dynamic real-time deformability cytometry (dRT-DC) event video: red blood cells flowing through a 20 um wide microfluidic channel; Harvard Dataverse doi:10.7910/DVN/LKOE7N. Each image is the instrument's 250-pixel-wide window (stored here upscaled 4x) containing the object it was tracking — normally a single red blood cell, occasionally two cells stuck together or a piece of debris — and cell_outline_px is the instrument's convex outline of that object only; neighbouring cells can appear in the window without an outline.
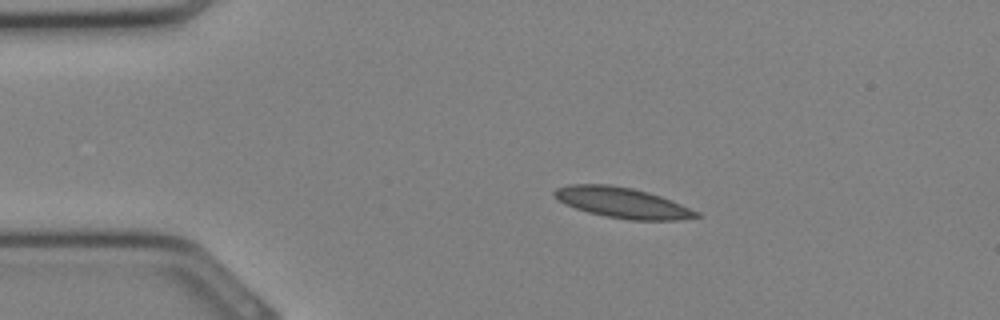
{"species": "Egyptian fruit bat (a non-hibernating species)", "species_latin": "Rousettus aegyptiacus", "temperature_condition": "cold", "stored_images_in_passage": 31, "camera_frame_rate_fps": 3000, "um_per_image_px": 0.085, "animal": {"sex": "female"}, "frame": {"image": 1, "passage_image": 5, "time_ms": 1.333, "image_size_px": [1000, 320], "cell_outline_px": [[700, 216], [676, 220], [628, 220], [604, 216], [588, 212], [564, 204], [556, 200], [552, 196], [552, 192], [556, 188], [568, 184], [608, 184], [632, 188], [648, 192], [672, 200], [700, 212]], "centroid_in_image_um": [52.85, 17.22], "position_along_channel_um": 32.1, "area_um2": 25.43}}
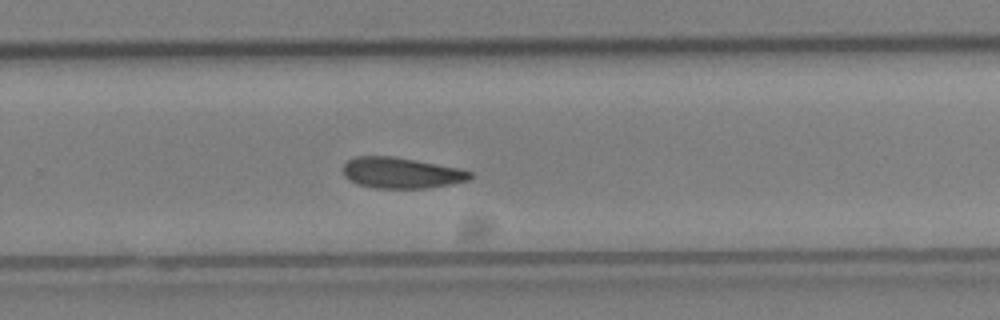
{"frame": {"image": 2, "passage_image": 20, "time_ms": 6.333, "image_size_px": [1000, 320], "cell_outline_px": [[472, 176], [468, 180], [448, 184], [424, 188], [372, 188], [356, 184], [344, 176], [344, 164], [348, 160], [356, 156], [392, 156], [460, 168], [472, 172]], "centroid_in_image_um": [34.08, 14.69], "position_along_channel_um": 295.7, "area_um2": 22.72}}
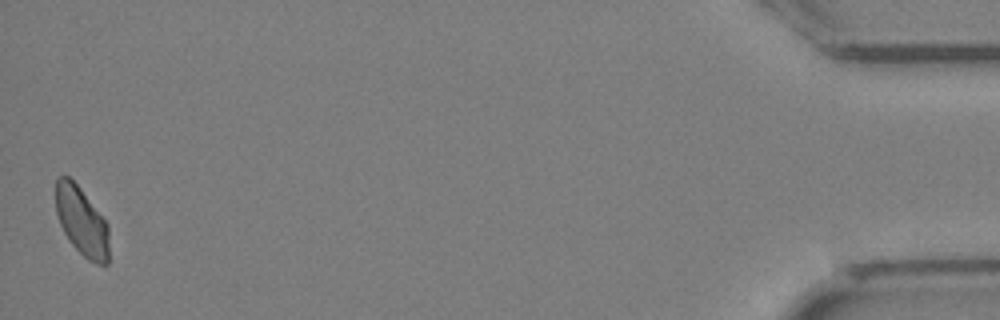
{"frame": {"image": 3, "passage_image": 31, "time_ms": 10.0, "image_size_px": [1000, 320], "cell_outline_px": [[108, 264], [104, 268], [88, 260], [68, 240], [60, 224], [56, 212], [56, 180], [60, 176], [68, 176], [80, 188], [108, 224]], "centroid_in_image_um": [6.95, 18.86], "position_along_channel_um": 428.2, "area_um2": 21.27}}